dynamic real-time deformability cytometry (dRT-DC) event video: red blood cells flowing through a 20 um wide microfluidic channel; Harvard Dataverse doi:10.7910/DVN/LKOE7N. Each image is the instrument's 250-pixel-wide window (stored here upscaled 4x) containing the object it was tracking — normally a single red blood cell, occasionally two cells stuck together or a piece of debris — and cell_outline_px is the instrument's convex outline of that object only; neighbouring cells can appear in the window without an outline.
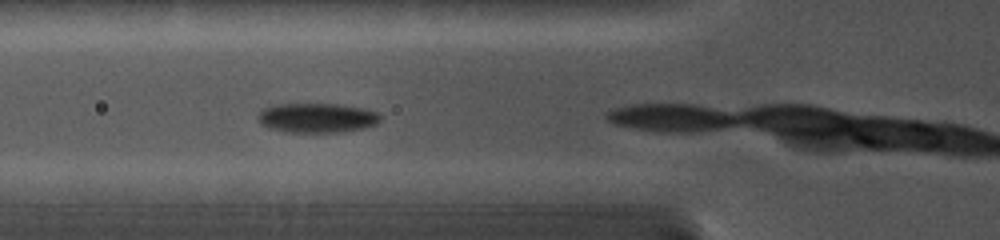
{"species": "common noctule bat (a hibernating species)", "species_latin": "Nyctalus noctula", "temperature_condition": "cold", "stored_images_in_passage": 6, "camera_frame_rate_fps": 5000, "um_per_image_px": 0.085, "animal": {"sex": "female", "body_mass_g": 19.0, "forearm_length_mm": 56.7}, "frame": {"image": 1, "passage_image": 3, "time_ms": 2.2, "image_size_px": [1000, 240], "cell_outline_px": [[380, 120], [376, 124], [364, 128], [344, 132], [284, 132], [268, 128], [260, 124], [260, 108], [272, 104], [340, 104], [364, 108], [376, 112], [380, 116]], "centroid_in_image_um": [26.92, 10.01], "position_along_channel_um": 98.9, "area_um2": 21.27}}